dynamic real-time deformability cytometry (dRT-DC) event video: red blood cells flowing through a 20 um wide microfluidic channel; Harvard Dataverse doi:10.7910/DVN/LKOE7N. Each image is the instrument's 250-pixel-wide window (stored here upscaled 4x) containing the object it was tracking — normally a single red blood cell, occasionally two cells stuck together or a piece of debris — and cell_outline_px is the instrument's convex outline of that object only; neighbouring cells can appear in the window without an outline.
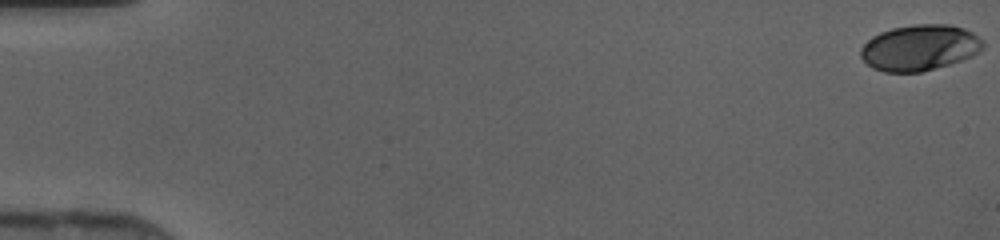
{"species": "human", "species_latin": "Homo sapiens", "temperature_condition": "cold", "stored_images_in_passage": 47, "camera_frame_rate_fps": 3000, "um_per_image_px": 0.085, "donor": {"sex": "female"}, "frame": {"image": 1, "passage_image": 1, "time_ms": 0.0, "image_size_px": [1000, 240], "cell_outline_px": [[984, 48], [980, 52], [972, 56], [948, 64], [920, 72], [884, 72], [872, 68], [860, 56], [860, 48], [872, 36], [880, 32], [892, 28], [912, 24], [948, 24], [964, 28], [972, 32], [984, 40]], "centroid_in_image_um": [78.18, 4.04], "position_along_channel_um": 6.8, "area_um2": 32.83}}
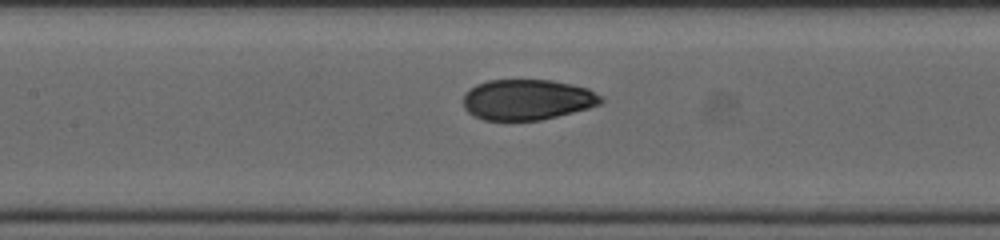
{"frame": {"image": 2, "passage_image": 23, "time_ms": 7.333, "image_size_px": [1000, 240], "cell_outline_px": [[604, 100], [600, 104], [588, 108], [540, 120], [484, 120], [472, 116], [464, 108], [464, 92], [476, 84], [488, 80], [552, 80], [572, 84], [588, 88], [604, 96]], "centroid_in_image_um": [44.82, 8.46], "position_along_channel_um": 162.6, "area_um2": 32.77}}
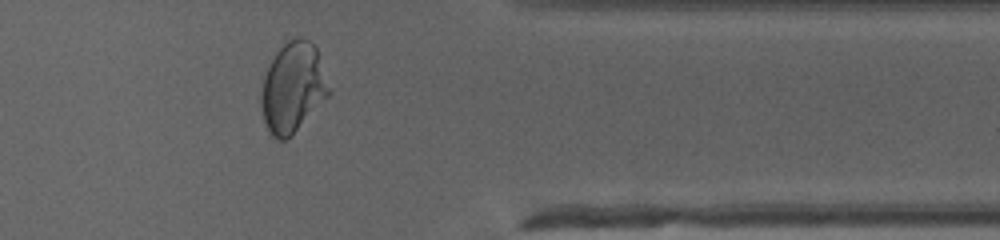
{"frame": {"image": 3, "passage_image": 39, "time_ms": 12.667, "image_size_px": [1000, 240], "cell_outline_px": [[332, 92], [284, 140], [280, 140], [272, 136], [264, 120], [260, 104], [260, 96], [264, 76], [276, 52], [288, 40], [296, 36], [300, 36], [308, 40], [316, 48], [332, 88]], "centroid_in_image_um": [24.9, 7.39], "position_along_channel_um": 386.5, "area_um2": 35.03}}